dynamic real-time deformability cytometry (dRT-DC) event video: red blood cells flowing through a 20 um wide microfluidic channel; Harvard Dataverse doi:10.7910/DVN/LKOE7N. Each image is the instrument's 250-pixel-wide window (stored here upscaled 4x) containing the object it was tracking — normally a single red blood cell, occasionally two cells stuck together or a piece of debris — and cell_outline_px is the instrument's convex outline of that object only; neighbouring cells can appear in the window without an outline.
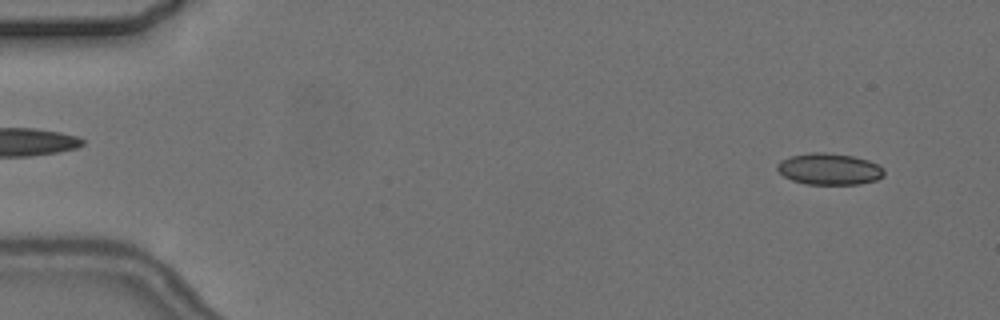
{"species": "common noctule bat (a hibernating species)", "species_latin": "Nyctalus noctula", "temperature_condition": "cold", "stored_images_in_passage": 4, "camera_frame_rate_fps": 3000, "um_per_image_px": 0.085, "animal": {"sex": "female", "body_mass_g": 24.6, "forearm_length_mm": 56.2}, "frame": {"image": 1, "passage_image": 1, "time_ms": 0.0, "image_size_px": [1000, 320], "cell_outline_px": [[884, 176], [876, 180], [860, 184], [808, 184], [792, 180], [784, 176], [776, 168], [776, 164], [780, 160], [792, 156], [812, 152], [824, 152], [852, 156], [868, 160], [884, 168]], "centroid_in_image_um": [70.49, 14.37], "position_along_channel_um": 14.5, "area_um2": 19.54}}